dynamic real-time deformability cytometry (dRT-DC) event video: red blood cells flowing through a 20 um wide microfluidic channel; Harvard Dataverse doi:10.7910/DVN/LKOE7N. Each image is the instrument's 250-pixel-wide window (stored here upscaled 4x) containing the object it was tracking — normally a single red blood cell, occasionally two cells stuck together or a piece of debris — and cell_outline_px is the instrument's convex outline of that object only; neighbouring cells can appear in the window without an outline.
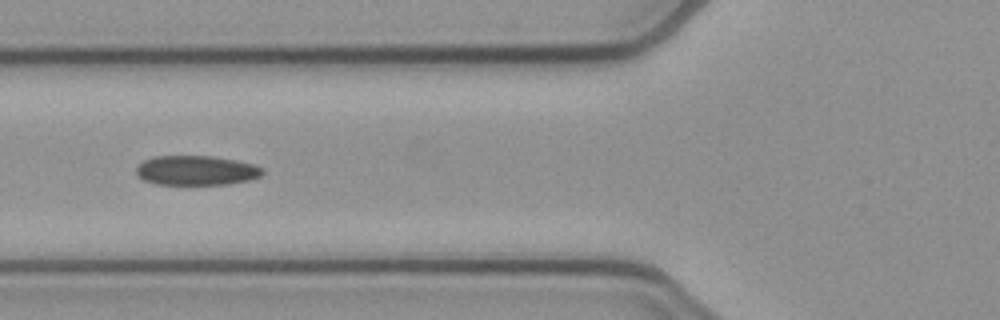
{"species": "common noctule bat (a hibernating species)", "species_latin": "Nyctalus noctula", "temperature_condition": "cold", "stored_images_in_passage": 13, "camera_frame_rate_fps": 3000, "um_per_image_px": 0.085, "animal": {"sex": "female", "body_mass_g": 21.9}, "frame": {"image": 1, "passage_image": 6, "time_ms": 1.667, "image_size_px": [1000, 320], "cell_outline_px": [[264, 172], [260, 176], [252, 180], [228, 184], [156, 184], [144, 180], [136, 172], [136, 168], [144, 160], [152, 156], [212, 156], [236, 160], [252, 164], [264, 168]], "centroid_in_image_um": [16.72, 14.48], "position_along_channel_um": 109.1, "area_um2": 21.79}}